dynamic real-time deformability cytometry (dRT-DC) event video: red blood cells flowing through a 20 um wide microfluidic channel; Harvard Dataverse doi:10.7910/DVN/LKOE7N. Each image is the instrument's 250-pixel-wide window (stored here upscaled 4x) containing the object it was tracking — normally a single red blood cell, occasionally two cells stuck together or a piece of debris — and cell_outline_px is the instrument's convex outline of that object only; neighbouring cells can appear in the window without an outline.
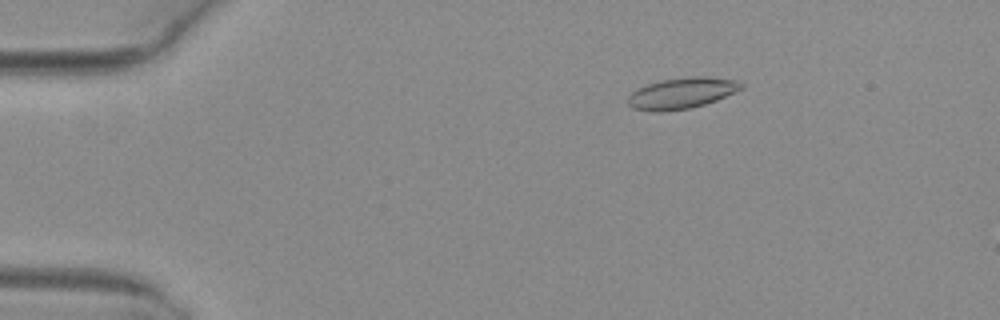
{"species": "common noctule bat (a hibernating species)", "species_latin": "Nyctalus noctula", "temperature_condition": "warm", "stored_images_in_passage": 2, "camera_frame_rate_fps": 3000, "um_per_image_px": 0.085, "animal": {"sex": "female", "body_mass_g": 29.2, "forearm_length_mm": 56.3}, "frame": {"image": 1, "passage_image": 1, "time_ms": 0.0, "image_size_px": [1000, 320], "cell_outline_px": [[744, 88], [716, 100], [704, 104], [688, 108], [660, 112], [656, 112], [632, 108], [628, 104], [628, 96], [632, 92], [648, 84], [660, 80], [688, 76], [704, 76], [740, 80], [744, 84]], "centroid_in_image_um": [57.98, 7.9], "position_along_channel_um": 27.0, "area_um2": 20.52}}